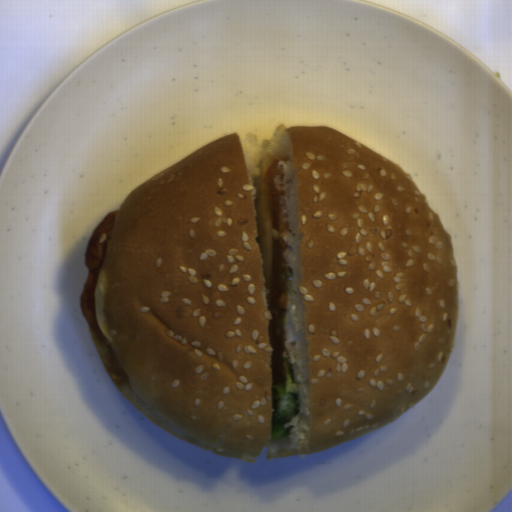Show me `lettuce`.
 Instances as JSON below:
<instances>
[{"label": "lettuce", "mask_w": 512, "mask_h": 512, "mask_svg": "<svg viewBox=\"0 0 512 512\" xmlns=\"http://www.w3.org/2000/svg\"><path fill=\"white\" fill-rule=\"evenodd\" d=\"M283 377L284 383L272 386L276 392L274 400H277V406L272 416L271 438L276 439L289 434L294 426L285 428V423H289L291 417L299 411L298 388L288 361L283 363Z\"/></svg>", "instance_id": "lettuce-1"}]
</instances>
